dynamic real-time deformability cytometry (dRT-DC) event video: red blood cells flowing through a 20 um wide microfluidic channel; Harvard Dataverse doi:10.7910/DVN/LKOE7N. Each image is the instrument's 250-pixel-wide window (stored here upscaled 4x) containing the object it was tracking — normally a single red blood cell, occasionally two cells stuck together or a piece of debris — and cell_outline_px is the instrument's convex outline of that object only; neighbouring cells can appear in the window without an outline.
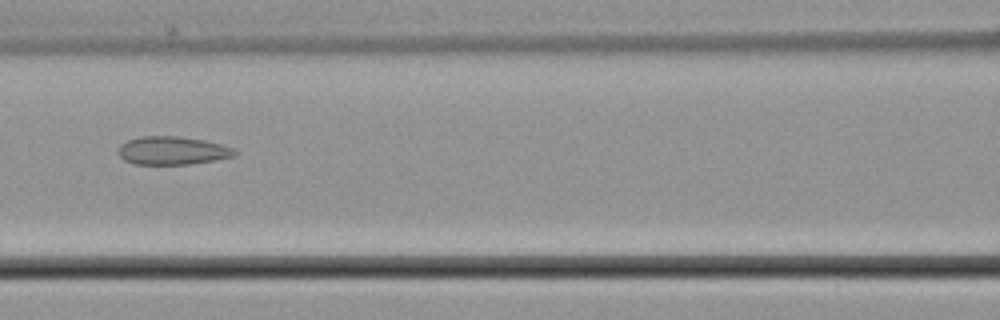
{"species": "common noctule bat (a hibernating species)", "species_latin": "Nyctalus noctula", "temperature_condition": "cold", "stored_images_in_passage": 6, "camera_frame_rate_fps": 3000, "um_per_image_px": 0.085, "animal": {"sex": "male", "body_mass_g": 21.5, "forearm_length_mm": 52.0}, "frame": {"image": 1, "passage_image": 4, "time_ms": 3.667, "image_size_px": [1000, 320], "cell_outline_px": [[236, 152], [232, 156], [212, 160], [188, 164], [136, 164], [124, 160], [116, 152], [120, 144], [128, 140], [140, 136], [180, 136], [204, 140], [236, 148]], "centroid_in_image_um": [14.6, 12.79], "position_along_channel_um": 152.0, "area_um2": 19.07}}
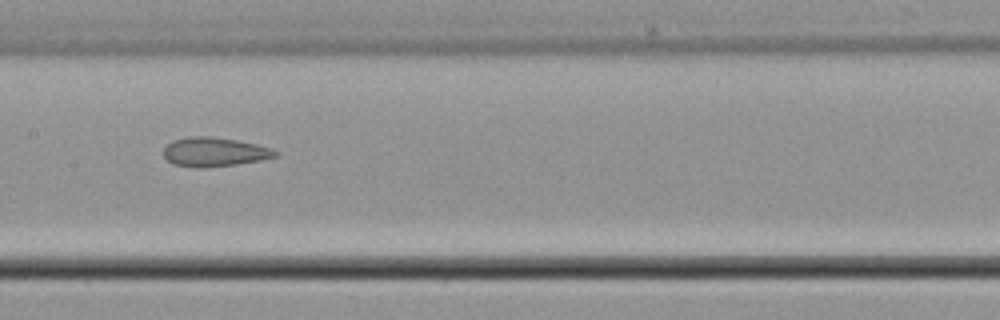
{"frame": {"image": 2, "passage_image": 5, "time_ms": 4.667, "image_size_px": [1000, 320], "cell_outline_px": [[280, 152], [276, 156], [260, 160], [204, 168], [200, 168], [172, 164], [164, 156], [164, 148], [172, 140], [188, 136], [212, 136], [236, 140], [256, 144], [272, 148]], "centroid_in_image_um": [18.21, 12.9], "position_along_channel_um": 189.2, "area_um2": 18.9}}
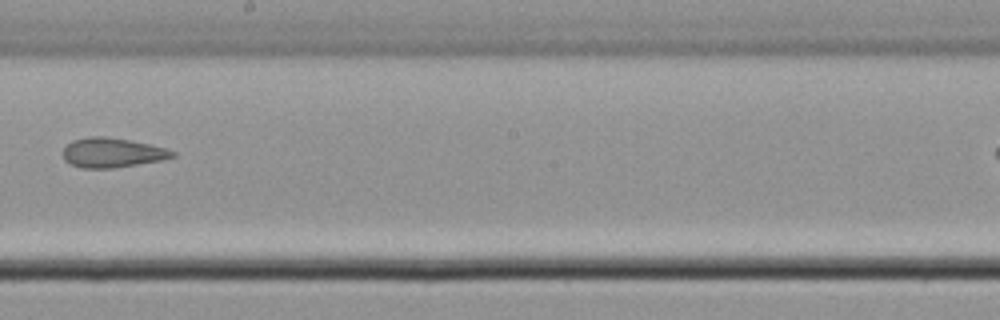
{"frame": {"image": 3, "passage_image": 6, "time_ms": 6.0, "image_size_px": [1000, 320], "cell_outline_px": [[176, 156], [160, 160], [112, 168], [80, 168], [64, 160], [64, 148], [72, 140], [88, 136], [108, 136], [148, 144], [164, 148], [176, 152]], "centroid_in_image_um": [9.51, 12.97], "position_along_channel_um": 238.7, "area_um2": 18.67}}